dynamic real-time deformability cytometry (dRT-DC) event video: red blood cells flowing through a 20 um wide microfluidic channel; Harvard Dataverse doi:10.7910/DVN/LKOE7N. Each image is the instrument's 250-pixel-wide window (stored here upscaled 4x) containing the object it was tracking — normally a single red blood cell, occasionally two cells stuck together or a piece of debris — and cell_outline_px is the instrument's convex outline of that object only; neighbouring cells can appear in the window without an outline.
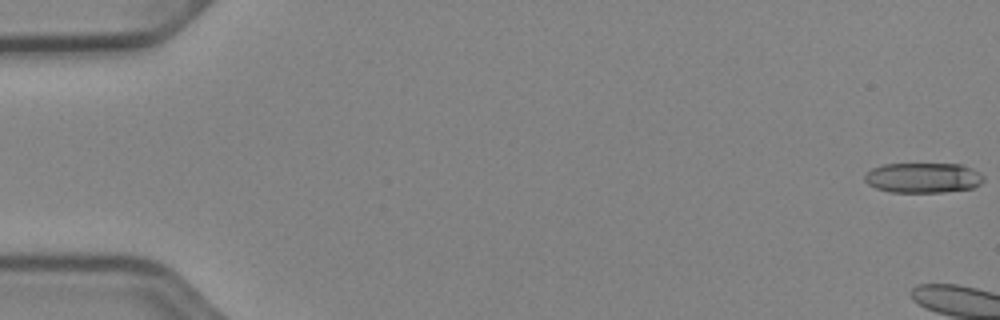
{"species": "Egyptian fruit bat (a non-hibernating species)", "species_latin": "Rousettus aegyptiacus", "temperature_condition": "cold", "stored_images_in_passage": 5, "camera_frame_rate_fps": 3000, "um_per_image_px": 0.085, "animal": {"sex": "female"}, "frame": {"image": 1, "passage_image": 1, "time_ms": 0.0, "image_size_px": [1000, 320], "cell_outline_px": [[984, 180], [980, 184], [972, 188], [944, 192], [888, 192], [876, 188], [868, 184], [864, 180], [864, 176], [872, 168], [884, 164], [964, 164], [972, 168], [984, 176]], "centroid_in_image_um": [78.47, 15.11], "position_along_channel_um": 6.5, "area_um2": 20.98}}